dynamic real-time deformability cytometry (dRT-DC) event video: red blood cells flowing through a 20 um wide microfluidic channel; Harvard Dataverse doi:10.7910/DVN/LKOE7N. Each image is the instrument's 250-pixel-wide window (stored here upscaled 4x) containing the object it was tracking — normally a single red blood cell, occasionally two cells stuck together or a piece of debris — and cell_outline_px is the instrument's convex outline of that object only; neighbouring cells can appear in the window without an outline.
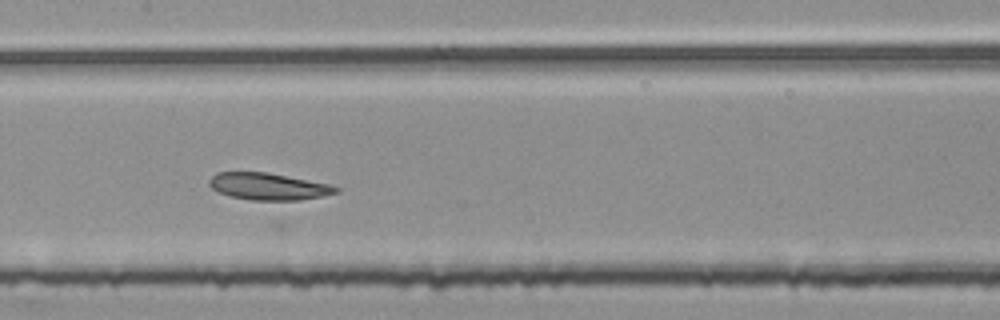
{"species": "common noctule bat (a hibernating species)", "species_latin": "Nyctalus noctula", "temperature_condition": "room temperature", "stored_images_in_passage": 22, "camera_frame_rate_fps": 3000, "um_per_image_px": 0.085, "animal": {"sex": "female", "body_mass_g": 25.1}, "frame": {"image": 1, "passage_image": 15, "time_ms": 4.667, "image_size_px": [1000, 320], "cell_outline_px": [[340, 192], [324, 196], [300, 200], [252, 200], [232, 196], [220, 192], [212, 188], [208, 184], [208, 180], [216, 172], [268, 172], [332, 184], [340, 188]], "centroid_in_image_um": [22.88, 15.84], "position_along_channel_um": 184.5, "area_um2": 20.06}}
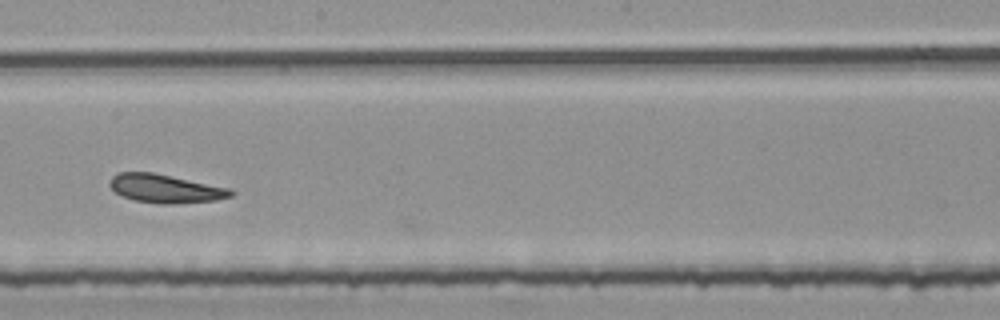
{"frame": {"image": 2, "passage_image": 19, "time_ms": 6.0, "image_size_px": [1000, 320], "cell_outline_px": [[236, 192], [232, 196], [216, 200], [172, 204], [160, 204], [136, 200], [124, 196], [116, 192], [108, 184], [112, 176], [120, 172], [152, 172], [232, 188]], "centroid_in_image_um": [14.11, 16.02], "position_along_channel_um": 234.1, "area_um2": 20.11}}